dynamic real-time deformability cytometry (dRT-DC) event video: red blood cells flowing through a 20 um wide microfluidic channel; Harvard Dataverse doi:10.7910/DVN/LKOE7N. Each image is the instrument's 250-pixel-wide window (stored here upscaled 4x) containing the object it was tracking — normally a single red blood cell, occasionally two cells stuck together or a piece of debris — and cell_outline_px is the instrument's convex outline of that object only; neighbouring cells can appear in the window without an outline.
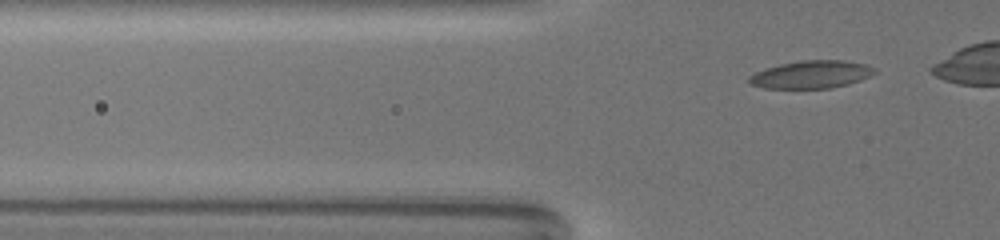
{"species": "common noctule bat (a hibernating species)", "species_latin": "Nyctalus noctula", "temperature_condition": "warm", "stored_images_in_passage": 44, "camera_frame_rate_fps": 3000, "um_per_image_px": 0.085, "animal": {"sex": "female", "body_mass_g": 19.5, "forearm_length_mm": 54.1}, "frame": {"image": 1, "passage_image": 7, "time_ms": 2.0, "image_size_px": [1000, 240], "cell_outline_px": [[876, 72], [860, 80], [828, 88], [764, 88], [748, 84], [748, 76], [764, 68], [780, 64], [804, 60], [844, 60], [864, 64], [876, 68]], "centroid_in_image_um": [68.9, 6.32], "position_along_channel_um": 56.9, "area_um2": 20.11}}
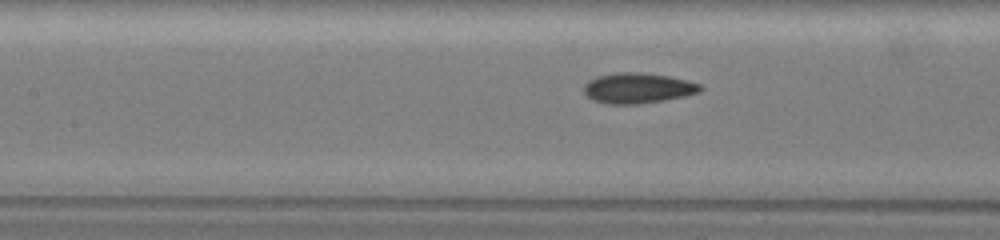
{"frame": {"image": 2, "passage_image": 18, "time_ms": 5.667, "image_size_px": [1000, 240], "cell_outline_px": [[704, 88], [700, 92], [684, 96], [664, 100], [640, 104], [608, 104], [592, 100], [584, 92], [584, 84], [588, 80], [596, 76], [616, 72], [640, 72], [668, 76], [700, 84]], "centroid_in_image_um": [54.18, 7.49], "position_along_channel_um": 153.2, "area_um2": 20.69}}
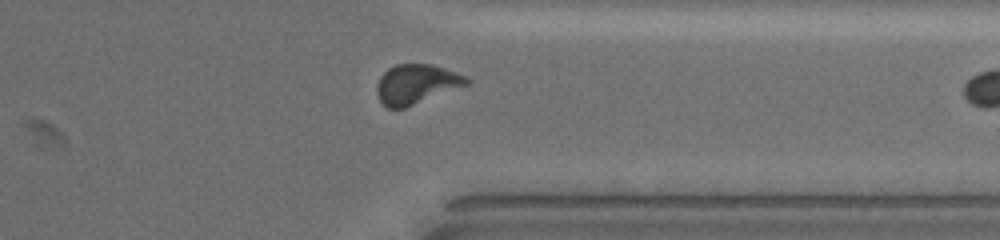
{"frame": {"image": 3, "passage_image": 40, "time_ms": 13.0, "image_size_px": [1000, 240], "cell_outline_px": [[472, 80], [468, 84], [404, 108], [388, 108], [380, 100], [376, 92], [376, 84], [380, 76], [388, 68], [396, 64], [432, 64], [444, 68], [464, 76]], "centroid_in_image_um": [35.35, 7.14], "position_along_channel_um": 376.0, "area_um2": 20.46}}